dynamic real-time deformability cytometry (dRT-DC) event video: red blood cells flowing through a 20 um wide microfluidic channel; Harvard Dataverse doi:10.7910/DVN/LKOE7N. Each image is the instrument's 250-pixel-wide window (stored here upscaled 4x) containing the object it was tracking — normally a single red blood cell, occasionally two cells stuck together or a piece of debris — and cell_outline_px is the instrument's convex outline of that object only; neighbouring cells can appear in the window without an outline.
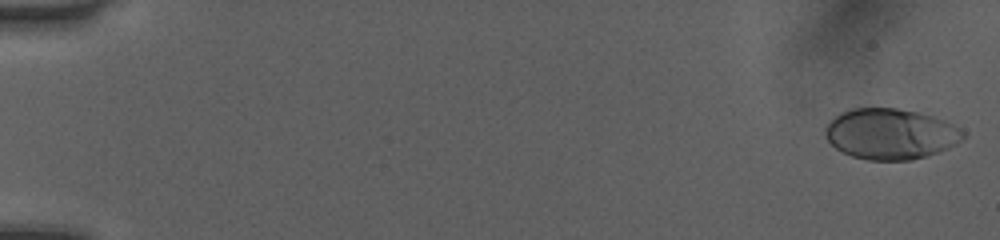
{"species": "human", "species_latin": "Homo sapiens", "temperature_condition": "room temperature", "stored_images_in_passage": 51, "camera_frame_rate_fps": 3000, "um_per_image_px": 0.085, "donor": {"sex": "female"}, "frame": {"image": 1, "passage_image": 1, "time_ms": 0.0, "image_size_px": [1000, 240], "cell_outline_px": [[964, 136], [956, 144], [948, 148], [928, 156], [912, 160], [868, 160], [852, 156], [840, 152], [824, 136], [824, 128], [840, 112], [852, 108], [896, 108], [920, 112], [936, 116], [960, 128], [964, 132]], "centroid_in_image_um": [75.69, 11.38], "position_along_channel_um": 9.3, "area_um2": 40.98}}
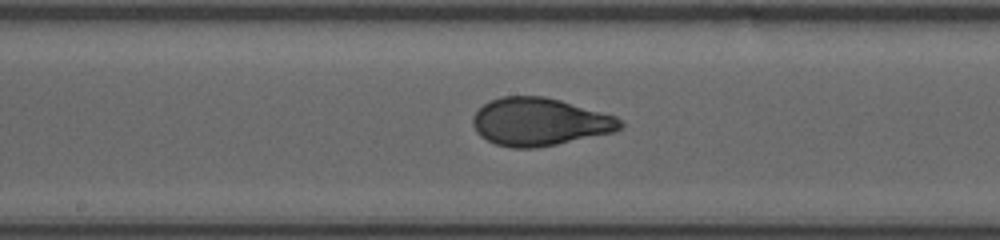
{"frame": {"image": 2, "passage_image": 28, "time_ms": 9.0, "image_size_px": [1000, 240], "cell_outline_px": [[624, 124], [616, 132], [536, 148], [512, 148], [496, 144], [480, 136], [476, 132], [472, 124], [472, 116], [488, 100], [504, 96], [544, 96], [560, 100], [616, 116], [624, 120]], "centroid_in_image_um": [45.87, 10.36], "position_along_channel_um": 202.3, "area_um2": 41.21}}
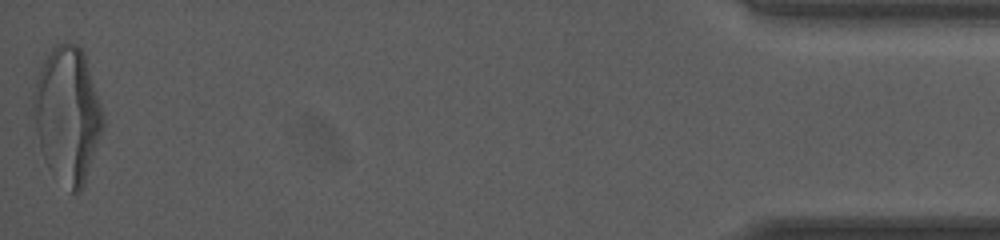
{"frame": {"image": 3, "passage_image": 51, "time_ms": 16.667, "image_size_px": [1000, 240], "cell_outline_px": [[104, 128], [84, 184], [76, 192], [72, 192], [48, 168], [44, 160], [40, 148], [36, 128], [32, 100], [32, 96], [36, 80], [40, 68], [44, 60], [52, 48], [56, 44], [76, 44], [84, 52], [104, 116]], "centroid_in_image_um": [5.74, 9.74], "position_along_channel_um": 429.5, "area_um2": 54.39}, "authors_computed_cell_mechanics": {"area_um2": 40.6912, "velocity_mm_per_s": 4.0574, "shape_relaxation_time_tau1_ms": 3.4581, "shape_relaxation_time_tau2_ms": null, "deformation_change_tau1": 0.1929, "deformation_change_tau2": null}}